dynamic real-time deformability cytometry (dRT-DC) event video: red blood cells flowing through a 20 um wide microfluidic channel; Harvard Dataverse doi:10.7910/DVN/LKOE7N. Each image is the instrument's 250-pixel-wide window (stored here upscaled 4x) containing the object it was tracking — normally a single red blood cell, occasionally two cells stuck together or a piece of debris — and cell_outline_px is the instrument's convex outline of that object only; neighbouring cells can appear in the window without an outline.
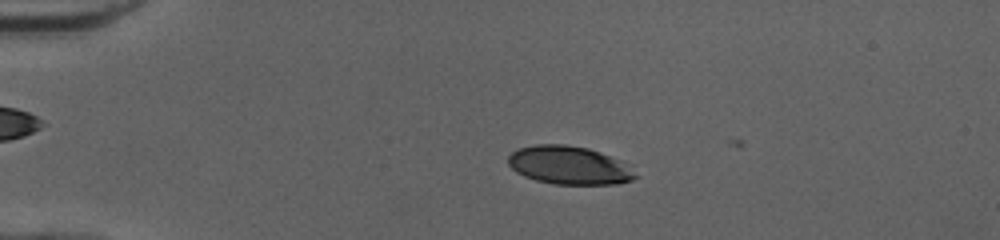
{"species": "human", "species_latin": "Homo sapiens", "temperature_condition": "cold", "stored_images_in_passage": 52, "camera_frame_rate_fps": 3000, "um_per_image_px": 0.085, "donor": {"sex": "female"}, "frame": {"image": 1, "passage_image": 12, "time_ms": 3.667, "image_size_px": [1000, 240], "cell_outline_px": [[640, 176], [632, 180], [616, 184], [556, 184], [536, 180], [524, 176], [516, 172], [508, 164], [508, 156], [512, 152], [520, 148], [536, 144], [564, 144], [588, 148], [620, 160]], "centroid_in_image_um": [48.37, 14.05], "position_along_channel_um": 36.6, "area_um2": 28.26}}
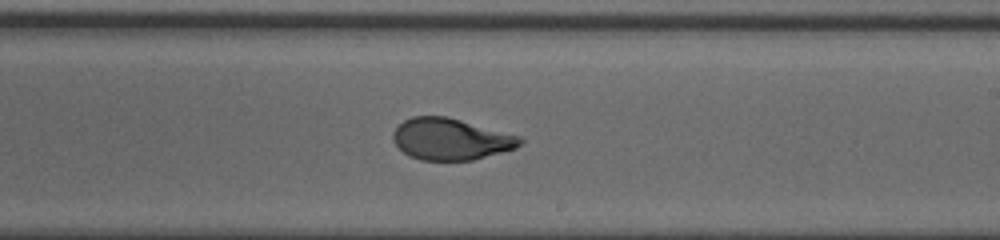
{"frame": {"image": 2, "passage_image": 32, "time_ms": 10.333, "image_size_px": [1000, 240], "cell_outline_px": [[524, 140], [516, 148], [472, 160], [420, 160], [408, 156], [396, 144], [392, 136], [392, 132], [404, 120], [412, 116], [448, 116], [520, 136]], "centroid_in_image_um": [38.31, 11.82], "position_along_channel_um": 250.7, "area_um2": 30.69}}
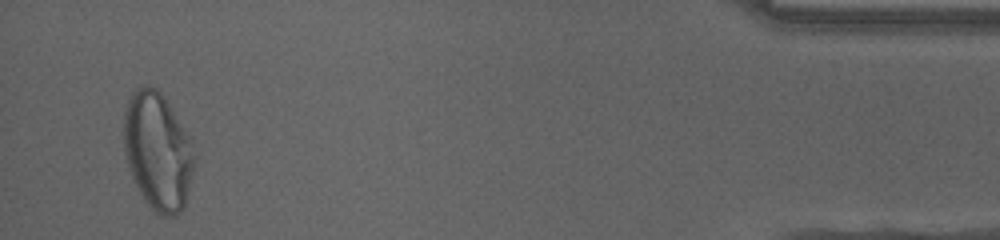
{"frame": {"image": 3, "passage_image": 50, "time_ms": 16.333, "image_size_px": [1000, 240], "cell_outline_px": [[192, 172], [184, 208], [176, 216], [160, 216], [148, 204], [140, 192], [132, 176], [124, 152], [124, 112], [128, 100], [132, 92], [136, 88], [144, 84], [148, 84], [156, 88], [164, 96], [188, 136], [192, 144]], "centroid_in_image_um": [13.37, 12.83], "position_along_channel_um": 421.8, "area_um2": 47.69}, "authors_computed_cell_mechanics": {"area_um2": 31.0386, "velocity_mm_per_s": 4.007, "shape_relaxation_time_tau1_ms": 7.0887, "shape_relaxation_time_tau2_ms": 0.7559, "deformation_change_tau1": 0.2468, "deformation_change_tau2": 0.0664}}